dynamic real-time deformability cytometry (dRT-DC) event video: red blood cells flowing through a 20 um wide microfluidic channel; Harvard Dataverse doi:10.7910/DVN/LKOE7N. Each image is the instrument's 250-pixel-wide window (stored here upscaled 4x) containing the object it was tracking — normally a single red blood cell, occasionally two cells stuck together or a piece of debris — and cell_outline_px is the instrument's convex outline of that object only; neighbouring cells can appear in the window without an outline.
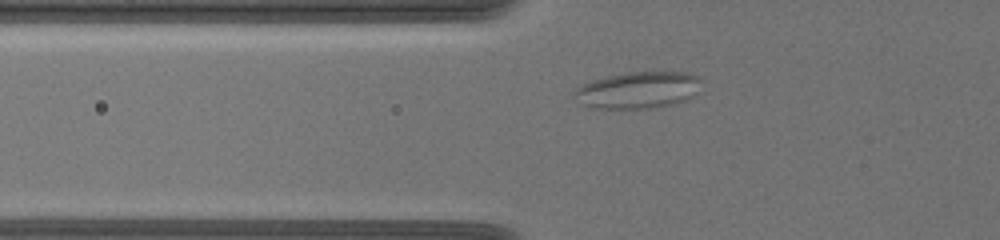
{"species": "common noctule bat (a hibernating species)", "species_latin": "Nyctalus noctula", "temperature_condition": "warm", "stored_images_in_passage": 37, "camera_frame_rate_fps": 3000, "um_per_image_px": 0.085, "animal": {"sex": "female", "body_mass_g": 19.5, "forearm_length_mm": 54.1}, "frame": {"image": 1, "passage_image": 4, "time_ms": 3.0, "image_size_px": [1000, 240], "cell_outline_px": [[700, 80], [692, 96], [688, 100], [676, 104], [648, 108], [588, 108], [572, 96], [572, 92], [576, 88], [592, 80], [608, 76], [628, 72], [684, 72], [696, 76]], "centroid_in_image_um": [54.17, 7.67], "position_along_channel_um": 71.6, "area_um2": 26.99}}
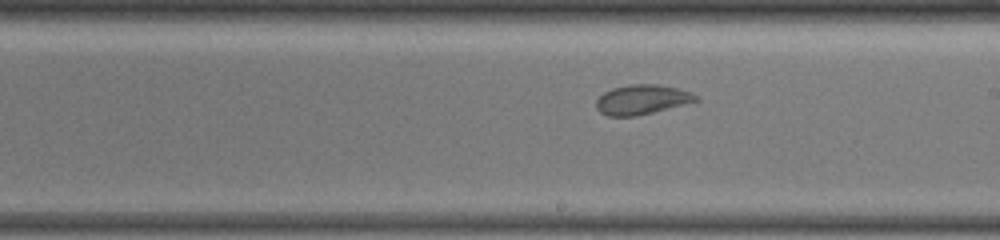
{"frame": {"image": 2, "passage_image": 17, "time_ms": 7.667, "image_size_px": [1000, 240], "cell_outline_px": [[700, 100], [636, 116], [608, 116], [600, 112], [596, 108], [596, 100], [604, 92], [612, 88], [632, 84], [656, 84], [676, 88], [692, 92]], "centroid_in_image_um": [54.54, 8.46], "position_along_channel_um": 234.5, "area_um2": 17.05}}
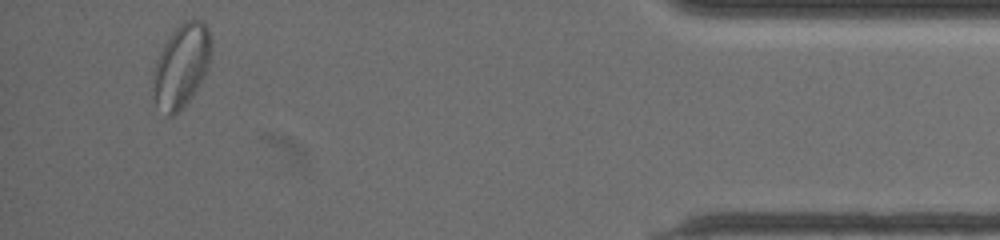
{"frame": {"image": 3, "passage_image": 34, "time_ms": 14.333, "image_size_px": [1000, 240], "cell_outline_px": [[208, 64], [192, 96], [172, 116], [168, 116], [156, 104], [152, 96], [152, 76], [156, 60], [164, 44], [172, 32], [184, 20], [192, 16], [204, 20], [208, 28]], "centroid_in_image_um": [15.35, 5.55], "position_along_channel_um": 419.8, "area_um2": 27.63}, "authors_computed_cell_mechanics": {"area_um2": 18.9584, "velocity_mm_per_s": 3.5725, "shape_relaxation_time_tau1_ms": null, "shape_relaxation_time_tau2_ms": 1.6218, "deformation_change_tau1": null, "deformation_change_tau2": 0.0726}}